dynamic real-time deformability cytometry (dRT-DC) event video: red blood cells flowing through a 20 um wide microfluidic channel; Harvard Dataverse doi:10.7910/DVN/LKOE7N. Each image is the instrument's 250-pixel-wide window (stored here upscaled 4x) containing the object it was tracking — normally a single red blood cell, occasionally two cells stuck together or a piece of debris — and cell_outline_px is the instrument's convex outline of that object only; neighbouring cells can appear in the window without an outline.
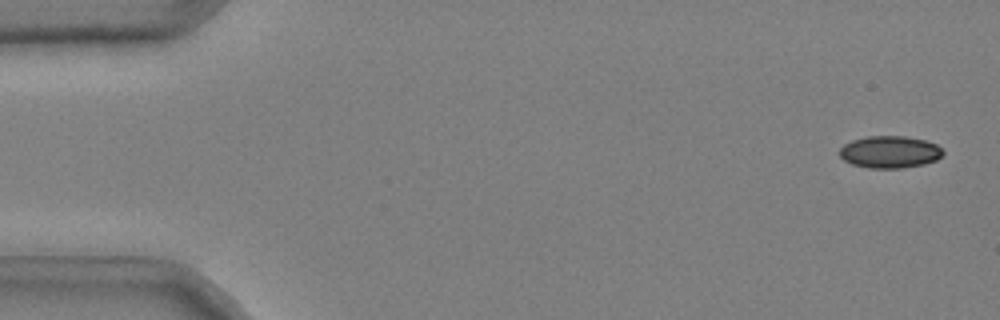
{"species": "common noctule bat (a hibernating species)", "species_latin": "Nyctalus noctula", "temperature_condition": "cold", "stored_images_in_passage": 50, "camera_frame_rate_fps": 3000, "um_per_image_px": 0.085, "animal": {"sex": "male", "body_mass_g": 20.4}, "frame": {"image": 1, "passage_image": 2, "time_ms": 0.333, "image_size_px": [1000, 320], "cell_outline_px": [[944, 152], [936, 160], [924, 164], [904, 168], [868, 168], [852, 164], [844, 160], [840, 156], [840, 148], [844, 144], [852, 140], [868, 136], [904, 136], [924, 140], [936, 144]], "centroid_in_image_um": [75.62, 12.92], "position_along_channel_um": 9.4, "area_um2": 19.31}}
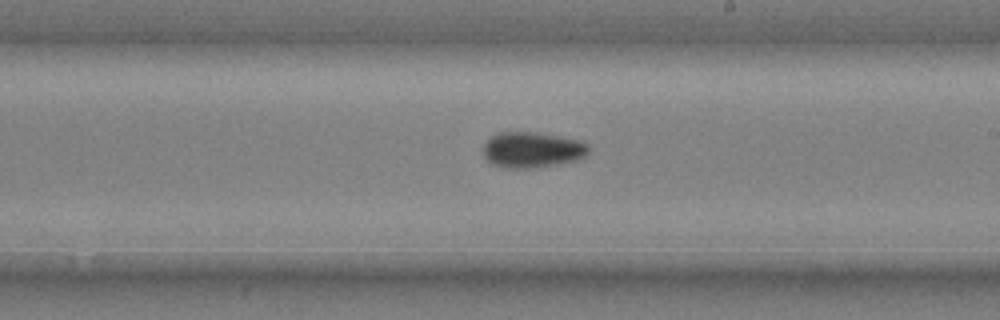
{"frame": {"image": 2, "passage_image": 31, "time_ms": 10.0, "image_size_px": [1000, 320], "cell_outline_px": [[588, 152], [580, 160], [536, 168], [508, 168], [492, 164], [484, 156], [484, 144], [492, 136], [500, 132], [536, 132], [580, 140], [588, 144]], "centroid_in_image_um": [45.26, 12.74], "position_along_channel_um": 243.7, "area_um2": 21.96}}
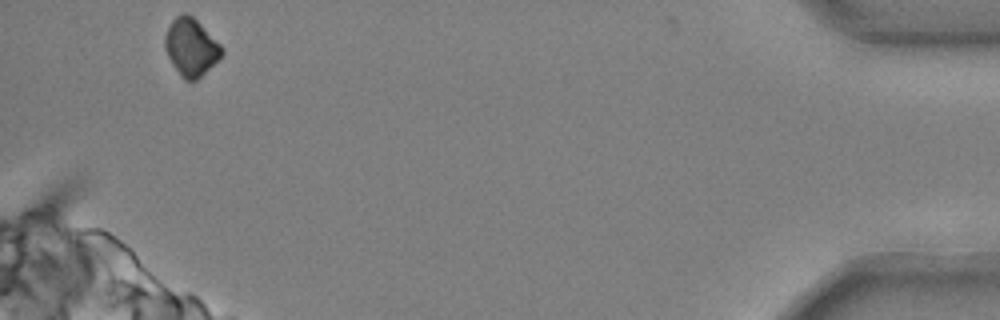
{"frame": {"image": 3, "passage_image": 50, "time_ms": 16.333, "image_size_px": [1000, 320], "cell_outline_px": [[224, 52], [196, 80], [184, 80], [180, 76], [172, 64], [164, 48], [164, 36], [172, 20], [180, 12], [184, 12], [192, 16], [224, 48]], "centroid_in_image_um": [16.19, 3.99], "position_along_channel_um": 419.0, "area_um2": 18.73}, "authors_computed_cell_mechanics": {"area_um2": 20.0566, "velocity_mm_per_s": 3.7273, "shape_relaxation_time_tau1_ms": 3.3044, "shape_relaxation_time_tau2_ms": null, "deformation_change_tau1": 0.0913, "deformation_change_tau2": null}}